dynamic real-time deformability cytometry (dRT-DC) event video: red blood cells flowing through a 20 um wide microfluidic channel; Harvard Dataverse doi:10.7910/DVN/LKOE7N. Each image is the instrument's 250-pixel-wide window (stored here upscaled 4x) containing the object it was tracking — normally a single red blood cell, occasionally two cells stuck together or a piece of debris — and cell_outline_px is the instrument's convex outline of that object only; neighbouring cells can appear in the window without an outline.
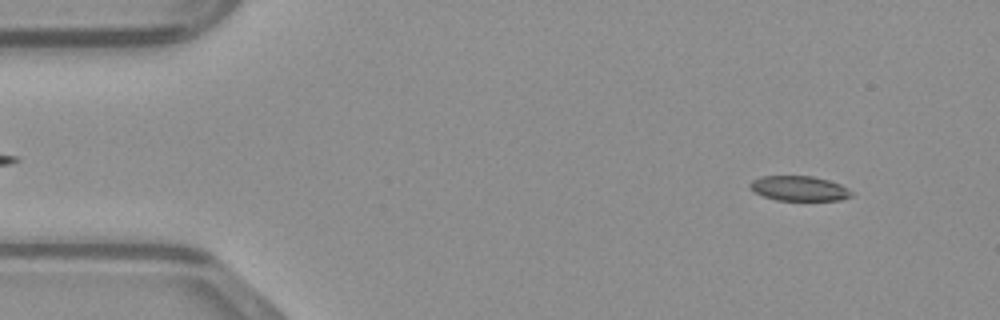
{"species": "common noctule bat (a hibernating species)", "species_latin": "Nyctalus noctula", "temperature_condition": "warm", "stored_images_in_passage": 48, "camera_frame_rate_fps": 3000, "um_per_image_px": 0.085, "animal": {"sex": "male", "body_mass_g": 23.1, "forearm_length_mm": 52.7}, "frame": {"image": 1, "passage_image": 4, "time_ms": 1.0, "image_size_px": [1000, 320], "cell_outline_px": [[852, 196], [840, 200], [776, 200], [764, 196], [756, 192], [748, 184], [752, 180], [764, 176], [812, 176], [828, 180], [840, 184], [848, 188], [852, 192]], "centroid_in_image_um": [67.95, 16.01], "position_along_channel_um": 17.0, "area_um2": 14.57}}
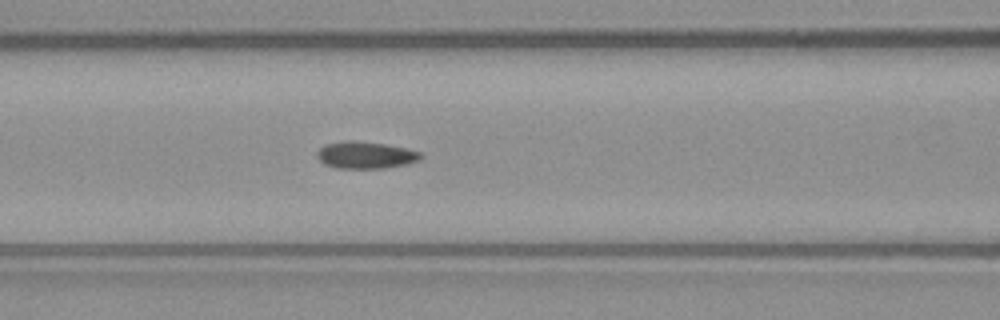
{"frame": {"image": 2, "passage_image": 19, "time_ms": 6.0, "image_size_px": [1000, 320], "cell_outline_px": [[424, 156], [420, 160], [408, 164], [384, 168], [336, 168], [324, 164], [316, 156], [316, 152], [320, 148], [328, 144], [348, 140], [384, 144], [408, 148], [420, 152]], "centroid_in_image_um": [31.11, 13.19], "position_along_channel_um": 135.5, "area_um2": 16.3}}
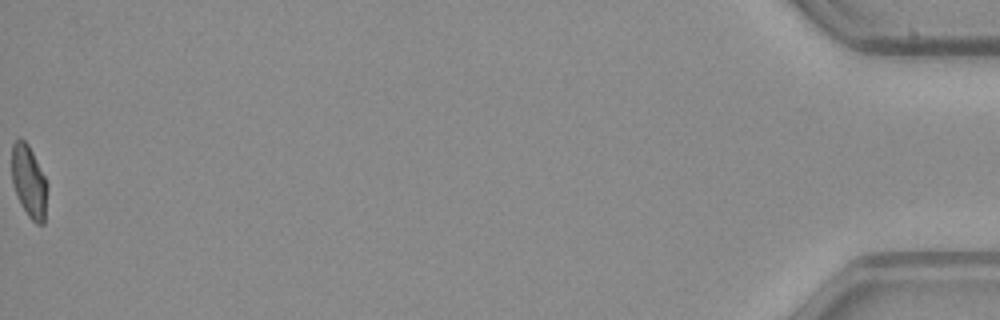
{"frame": {"image": 3, "passage_image": 48, "time_ms": 15.667, "image_size_px": [1000, 320], "cell_outline_px": [[48, 188], [44, 224], [36, 224], [28, 216], [20, 204], [16, 196], [12, 184], [12, 144], [16, 140], [24, 140], [28, 144], [48, 184]], "centroid_in_image_um": [2.46, 15.48], "position_along_channel_um": 432.7, "area_um2": 15.03}}